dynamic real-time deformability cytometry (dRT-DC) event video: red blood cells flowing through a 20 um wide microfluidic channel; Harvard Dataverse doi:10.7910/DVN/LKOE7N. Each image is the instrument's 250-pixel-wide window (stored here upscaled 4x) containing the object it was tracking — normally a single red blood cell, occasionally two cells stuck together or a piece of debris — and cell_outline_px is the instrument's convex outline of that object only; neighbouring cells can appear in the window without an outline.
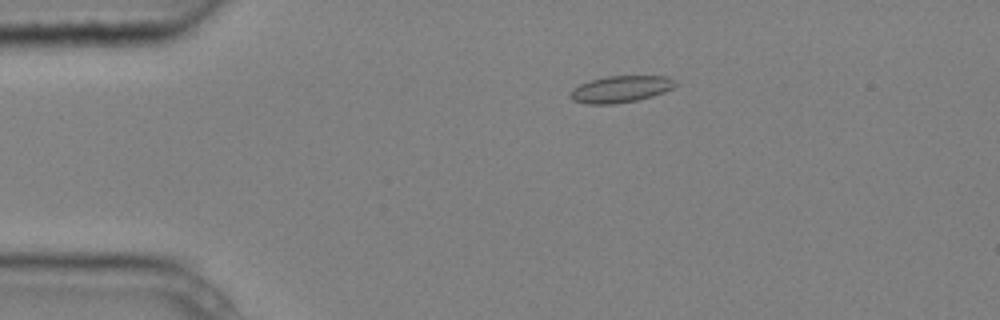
{"species": "common noctule bat (a hibernating species)", "species_latin": "Nyctalus noctula", "temperature_condition": "cold", "stored_images_in_passage": 5, "camera_frame_rate_fps": 3000, "um_per_image_px": 0.085, "animal": {"sex": "male", "body_mass_g": 20.4}, "frame": {"image": 1, "passage_image": 4, "time_ms": 1.0, "image_size_px": [1000, 320], "cell_outline_px": [[676, 84], [672, 88], [664, 92], [652, 96], [636, 100], [612, 104], [588, 104], [572, 100], [568, 96], [580, 84], [592, 80], [608, 76], [668, 76], [676, 80]], "centroid_in_image_um": [52.78, 7.57], "position_along_channel_um": 32.2, "area_um2": 16.13}}